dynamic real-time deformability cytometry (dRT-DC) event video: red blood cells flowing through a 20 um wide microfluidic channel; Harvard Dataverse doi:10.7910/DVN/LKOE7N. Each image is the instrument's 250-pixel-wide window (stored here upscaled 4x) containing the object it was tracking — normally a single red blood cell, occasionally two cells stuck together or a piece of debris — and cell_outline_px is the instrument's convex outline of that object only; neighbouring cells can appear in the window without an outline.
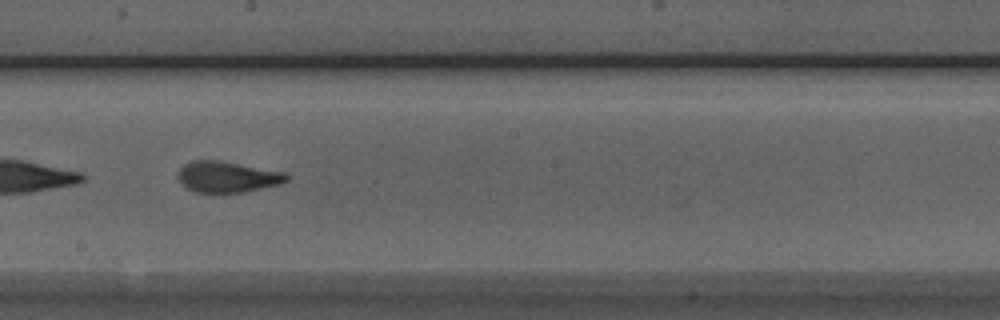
{"species": "Egyptian fruit bat (a non-hibernating species)", "species_latin": "Rousettus aegyptiacus", "temperature_condition": "room temperature", "stored_images_in_passage": 39, "camera_frame_rate_fps": 3000, "um_per_image_px": 0.085, "animal": {"sex": "male"}, "frame": {"image": 1, "passage_image": 17, "time_ms": 5.333, "image_size_px": [1000, 320], "cell_outline_px": [[288, 180], [280, 184], [244, 192], [196, 192], [184, 188], [180, 184], [176, 176], [180, 168], [184, 164], [192, 160], [220, 160], [288, 172]], "centroid_in_image_um": [19.3, 15.02], "position_along_channel_um": 228.9, "area_um2": 20.0}}
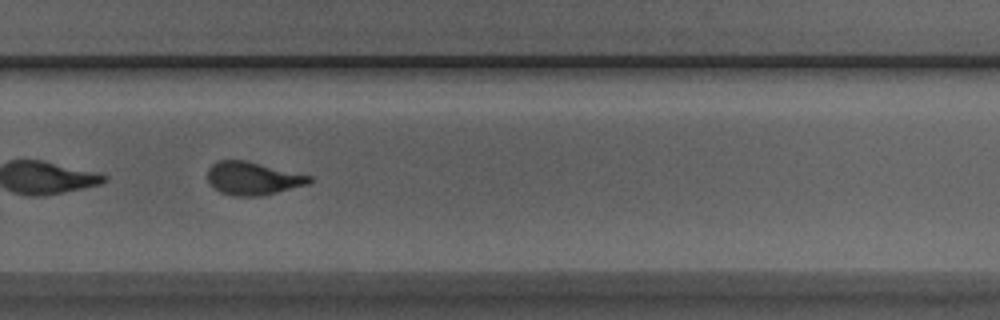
{"frame": {"image": 2, "passage_image": 23, "time_ms": 7.333, "image_size_px": [1000, 320], "cell_outline_px": [[312, 180], [308, 184], [260, 196], [232, 196], [220, 192], [208, 180], [208, 168], [212, 164], [220, 160], [248, 160], [312, 176]], "centroid_in_image_um": [21.49, 15.15], "position_along_channel_um": 308.3, "area_um2": 19.54}}